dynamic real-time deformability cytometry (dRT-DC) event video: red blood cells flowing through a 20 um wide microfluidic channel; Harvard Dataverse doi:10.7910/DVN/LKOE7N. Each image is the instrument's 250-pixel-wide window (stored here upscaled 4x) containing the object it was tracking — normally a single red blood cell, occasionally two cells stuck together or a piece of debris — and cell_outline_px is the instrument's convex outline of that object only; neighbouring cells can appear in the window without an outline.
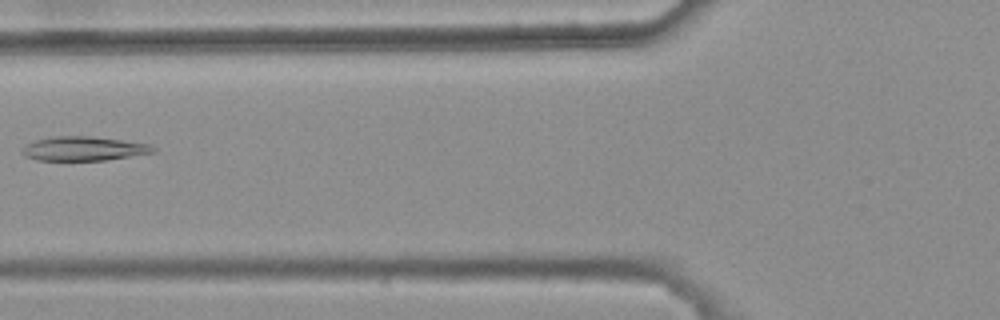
{"species": "common noctule bat (a hibernating species)", "species_latin": "Nyctalus noctula", "temperature_condition": "warm", "stored_images_in_passage": 3, "camera_frame_rate_fps": 3000, "um_per_image_px": 0.085, "animal": {"sex": "female", "body_mass_g": 25.1}, "frame": {"image": 1, "passage_image": 2, "time_ms": 0.333, "image_size_px": [1000, 320], "cell_outline_px": [[156, 152], [108, 160], [36, 160], [20, 152], [24, 144], [36, 140], [52, 136], [92, 136], [152, 144], [156, 148]], "centroid_in_image_um": [7.14, 12.63], "position_along_channel_um": 118.7, "area_um2": 18.61}}
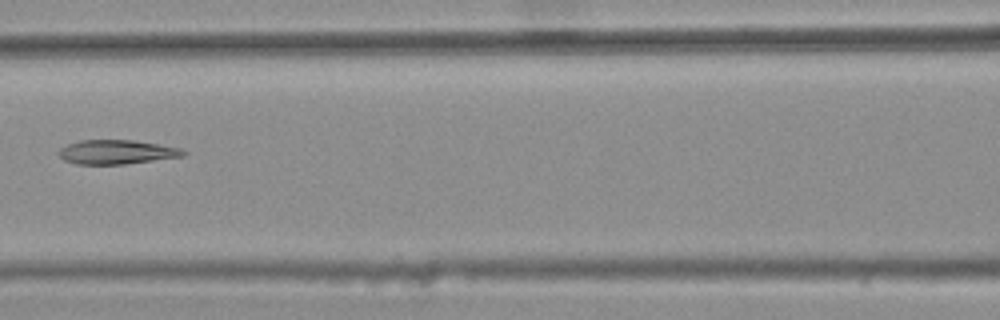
{"frame": {"image": 2, "passage_image": 3, "time_ms": 0.667, "image_size_px": [1000, 320], "cell_outline_px": [[188, 152], [184, 156], [124, 164], [76, 164], [64, 160], [56, 152], [60, 148], [68, 144], [80, 140], [132, 140], [180, 148]], "centroid_in_image_um": [9.88, 12.92], "position_along_channel_um": 156.7, "area_um2": 17.46}}